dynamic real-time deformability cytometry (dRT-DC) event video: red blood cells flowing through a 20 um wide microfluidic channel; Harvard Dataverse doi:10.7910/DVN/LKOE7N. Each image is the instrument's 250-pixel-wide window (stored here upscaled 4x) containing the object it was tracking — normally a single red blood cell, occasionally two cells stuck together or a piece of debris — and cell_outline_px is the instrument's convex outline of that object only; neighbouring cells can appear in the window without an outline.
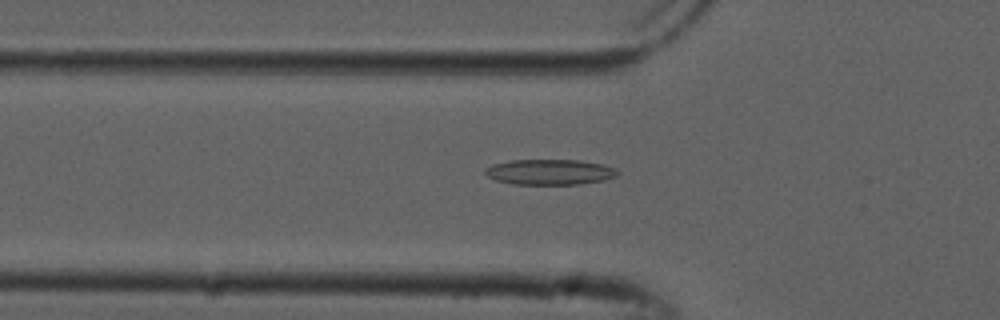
{"species": "common noctule bat (a hibernating species)", "species_latin": "Nyctalus noctula", "temperature_condition": "cold", "stored_images_in_passage": 51, "camera_frame_rate_fps": 3000, "um_per_image_px": 0.085, "animal": {"sex": "male", "forearm_length_mm": 52.5}, "frame": {"image": 1, "passage_image": 16, "time_ms": 5.0, "image_size_px": [1000, 320], "cell_outline_px": [[620, 172], [616, 176], [604, 180], [580, 184], [512, 184], [496, 180], [488, 176], [484, 172], [484, 168], [492, 164], [512, 160], [580, 160], [604, 164], [616, 168]], "centroid_in_image_um": [46.75, 14.61], "position_along_channel_um": 79.1, "area_um2": 19.77}}
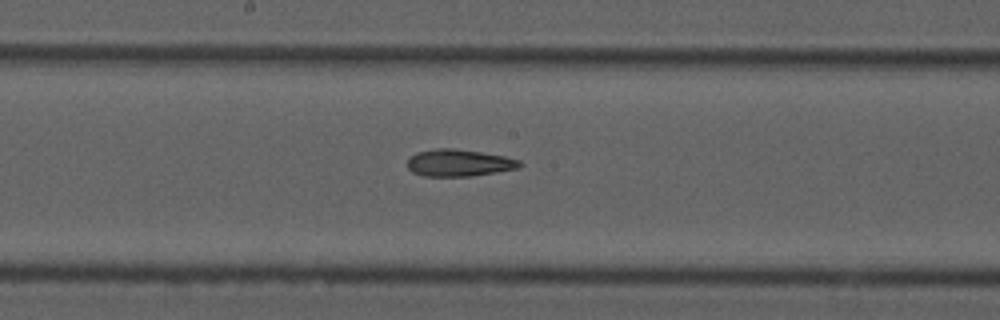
{"frame": {"image": 2, "passage_image": 26, "time_ms": 8.333, "image_size_px": [1000, 320], "cell_outline_px": [[524, 164], [520, 168], [472, 176], [420, 176], [412, 172], [408, 168], [408, 160], [416, 152], [436, 148], [452, 148], [480, 152], [504, 156], [520, 160]], "centroid_in_image_um": [39.02, 13.85], "position_along_channel_um": 209.2, "area_um2": 17.74}}
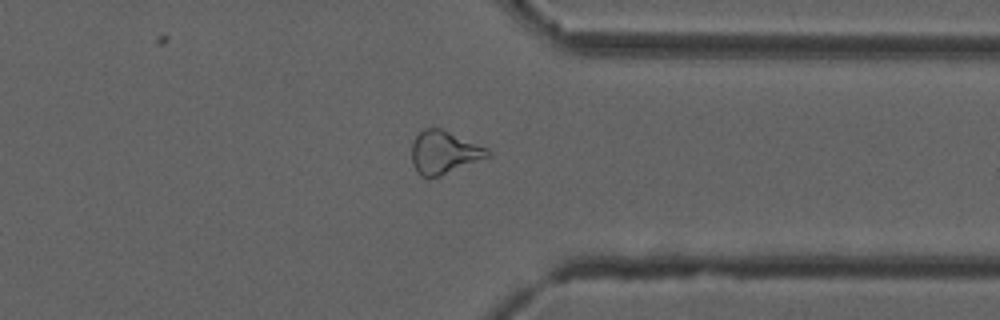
{"frame": {"image": 3, "passage_image": 39, "time_ms": 12.667, "image_size_px": [1000, 320], "cell_outline_px": [[492, 156], [440, 176], [428, 180], [420, 176], [416, 172], [412, 164], [412, 144], [416, 136], [424, 128], [440, 128], [488, 148], [492, 152]], "centroid_in_image_um": [37.74, 12.99], "position_along_channel_um": 373.7, "area_um2": 19.31}, "authors_computed_cell_mechanics": {"area_um2": 19.3052, "velocity_mm_per_s": 3.874, "shape_relaxation_time_tau1_ms": null, "shape_relaxation_time_tau2_ms": 6.4549, "deformation_change_tau1": null, "deformation_change_tau2": 0.1888}}